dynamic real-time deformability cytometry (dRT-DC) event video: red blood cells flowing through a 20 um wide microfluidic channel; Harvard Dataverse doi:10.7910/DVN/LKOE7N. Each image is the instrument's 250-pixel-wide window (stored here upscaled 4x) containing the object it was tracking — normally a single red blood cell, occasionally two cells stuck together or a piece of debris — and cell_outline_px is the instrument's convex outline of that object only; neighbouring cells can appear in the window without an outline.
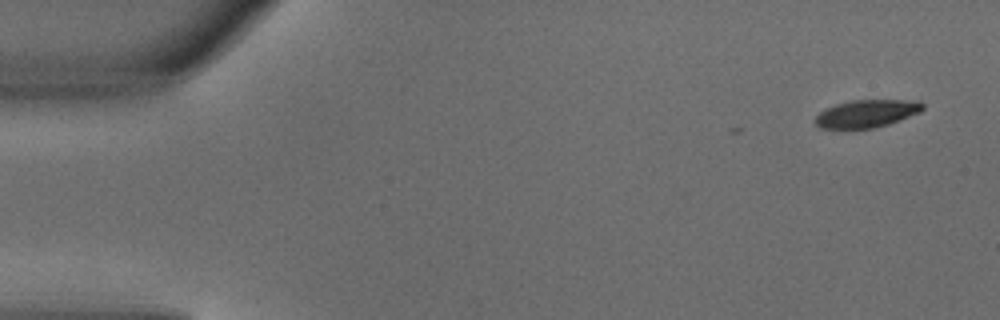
{"species": "common noctule bat (a hibernating species)", "species_latin": "Nyctalus noctula", "temperature_condition": "warm", "stored_images_in_passage": 3, "camera_frame_rate_fps": 3000, "um_per_image_px": 0.085, "animal": {"sex": "male", "body_mass_g": 18.8}, "frame": {"image": 1, "passage_image": 1, "time_ms": 0.0, "image_size_px": [1000, 320], "cell_outline_px": [[924, 108], [920, 112], [900, 120], [876, 128], [820, 128], [816, 124], [816, 116], [824, 108], [836, 104], [852, 100], [920, 100], [924, 104]], "centroid_in_image_um": [73.7, 9.64], "position_along_channel_um": 11.3, "area_um2": 17.34}}